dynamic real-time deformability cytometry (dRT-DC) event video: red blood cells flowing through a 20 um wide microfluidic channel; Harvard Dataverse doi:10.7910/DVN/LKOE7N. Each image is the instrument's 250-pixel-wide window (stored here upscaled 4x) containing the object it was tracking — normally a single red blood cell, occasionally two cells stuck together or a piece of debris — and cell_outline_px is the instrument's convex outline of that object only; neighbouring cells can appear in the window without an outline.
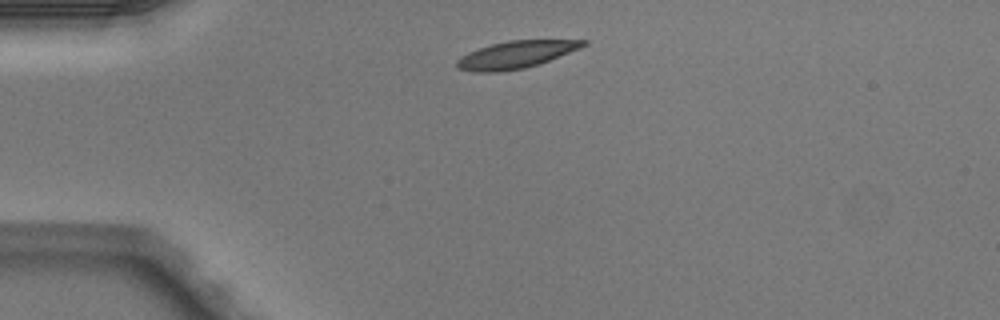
{"species": "Egyptian fruit bat (a non-hibernating species)", "species_latin": "Rousettus aegyptiacus", "temperature_condition": "warm", "stored_images_in_passage": 2, "camera_frame_rate_fps": 3000, "um_per_image_px": 0.085, "animal": {"sex": "male"}, "frame": {"image": 1, "passage_image": 1, "time_ms": 0.0, "image_size_px": [1000, 320], "cell_outline_px": [[588, 44], [580, 48], [548, 60], [524, 68], [500, 72], [476, 72], [456, 68], [456, 60], [460, 56], [468, 52], [492, 44], [508, 40], [588, 40]], "centroid_in_image_um": [43.81, 4.64], "position_along_channel_um": 41.2, "area_um2": 19.88}}